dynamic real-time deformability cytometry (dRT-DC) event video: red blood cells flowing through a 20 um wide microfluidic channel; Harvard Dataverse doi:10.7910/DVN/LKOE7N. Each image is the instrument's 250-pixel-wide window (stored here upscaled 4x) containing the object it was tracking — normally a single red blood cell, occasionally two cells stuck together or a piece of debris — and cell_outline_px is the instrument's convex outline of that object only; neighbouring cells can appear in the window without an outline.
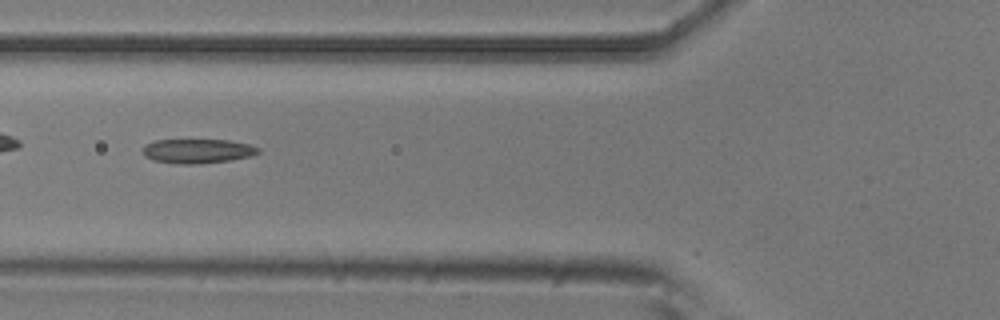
{"species": "common noctule bat (a hibernating species)", "species_latin": "Nyctalus noctula", "temperature_condition": "room temperature", "stored_images_in_passage": 39, "camera_frame_rate_fps": 3000, "um_per_image_px": 0.085, "animal": {"sex": "male", "body_mass_g": 20.5, "forearm_length_mm": 52.5}, "frame": {"image": 1, "passage_image": 5, "time_ms": 1.333, "image_size_px": [1000, 320], "cell_outline_px": [[260, 152], [252, 156], [228, 160], [192, 164], [176, 164], [152, 160], [144, 156], [144, 144], [156, 140], [228, 140], [248, 144], [260, 148]], "centroid_in_image_um": [16.78, 12.84], "position_along_channel_um": 109.0, "area_um2": 16.3}}
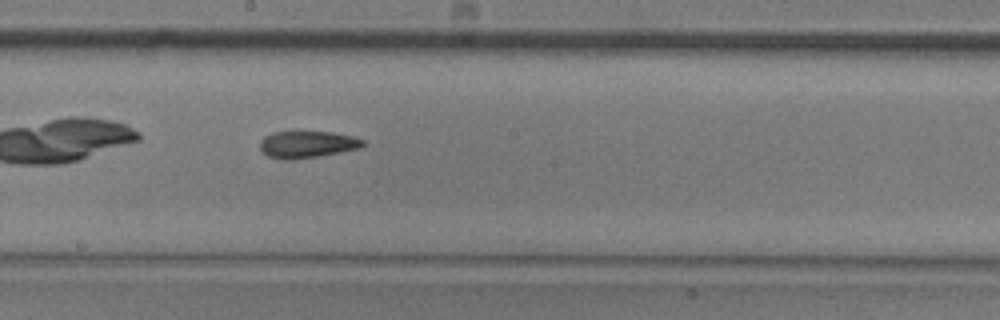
{"frame": {"image": 2, "passage_image": 14, "time_ms": 4.333, "image_size_px": [1000, 320], "cell_outline_px": [[364, 144], [356, 148], [340, 152], [320, 156], [292, 160], [284, 160], [268, 156], [260, 148], [260, 140], [264, 136], [272, 132], [332, 132], [356, 136], [364, 140]], "centroid_in_image_um": [26.09, 12.27], "position_along_channel_um": 222.1, "area_um2": 16.13}}
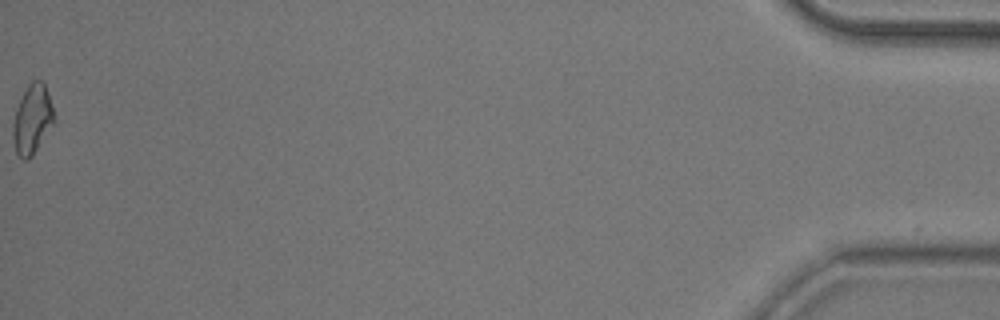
{"frame": {"image": 3, "passage_image": 39, "time_ms": 12.667, "image_size_px": [1000, 320], "cell_outline_px": [[56, 120], [32, 156], [28, 160], [24, 160], [16, 152], [12, 136], [12, 124], [16, 108], [28, 84], [32, 80], [44, 80], [56, 116]], "centroid_in_image_um": [2.76, 10.12], "position_along_channel_um": 432.4, "area_um2": 16.82}, "authors_computed_cell_mechanics": {"area_um2": 16.1262, "velocity_mm_per_s": 3.7494, "shape_relaxation_time_tau1_ms": 6.4428, "shape_relaxation_time_tau2_ms": 4.5312, "deformation_change_tau1": 0.1436, "deformation_change_tau2": 0.1329}}